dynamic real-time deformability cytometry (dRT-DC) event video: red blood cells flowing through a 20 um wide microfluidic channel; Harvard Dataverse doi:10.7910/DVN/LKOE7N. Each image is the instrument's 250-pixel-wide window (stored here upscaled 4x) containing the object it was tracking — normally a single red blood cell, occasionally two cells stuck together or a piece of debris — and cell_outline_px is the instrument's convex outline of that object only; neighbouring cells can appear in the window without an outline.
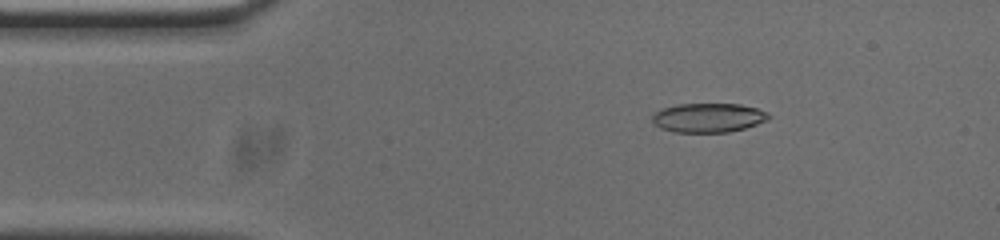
{"species": "common noctule bat (a hibernating species)", "species_latin": "Nyctalus noctula", "temperature_condition": "cold", "stored_images_in_passage": 53, "camera_frame_rate_fps": 3000, "um_per_image_px": 0.085, "animal": {"sex": "male", "body_mass_g": 20.0, "forearm_length_mm": 53.3}, "frame": {"image": 1, "passage_image": 8, "time_ms": 2.333, "image_size_px": [1000, 240], "cell_outline_px": [[772, 116], [768, 120], [744, 128], [728, 132], [672, 132], [660, 128], [652, 120], [652, 116], [660, 108], [676, 104], [740, 104], [756, 108], [768, 112]], "centroid_in_image_um": [60.2, 10.0], "position_along_channel_um": 24.8, "area_um2": 19.88}}
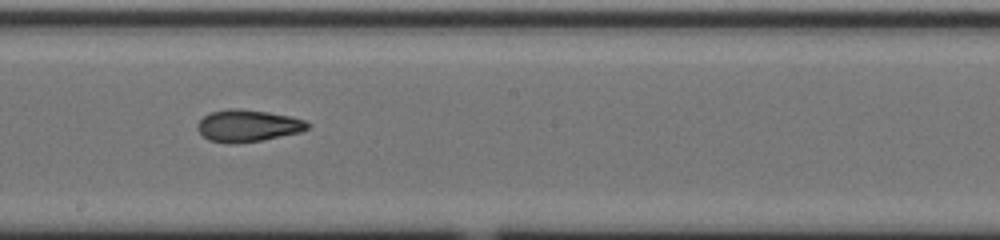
{"frame": {"image": 2, "passage_image": 28, "time_ms": 9.0, "image_size_px": [1000, 240], "cell_outline_px": [[312, 124], [308, 128], [300, 132], [260, 140], [232, 144], [228, 144], [208, 140], [196, 128], [196, 124], [204, 116], [212, 112], [228, 108], [240, 108], [268, 112], [292, 116], [304, 120]], "centroid_in_image_um": [21.06, 10.68], "position_along_channel_um": 227.1, "area_um2": 20.58}}
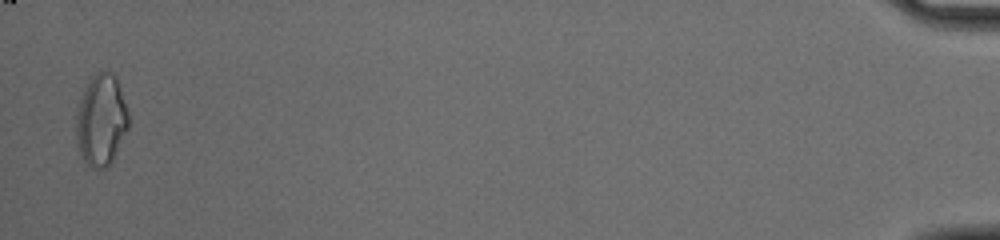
{"frame": {"image": 3, "passage_image": 52, "time_ms": 17.0, "image_size_px": [1000, 240], "cell_outline_px": [[128, 128], [112, 164], [104, 168], [92, 168], [80, 156], [76, 144], [76, 112], [88, 76], [104, 68], [112, 72], [116, 76], [128, 112]], "centroid_in_image_um": [8.58, 10.18], "position_along_channel_um": 426.6, "area_um2": 28.61}, "authors_computed_cell_mechanics": {"area_um2": 20.519, "velocity_mm_per_s": 3.7907, "shape_relaxation_time_tau1_ms": null, "shape_relaxation_time_tau2_ms": 3.7833, "deformation_change_tau1": null, "deformation_change_tau2": 0.0997}}